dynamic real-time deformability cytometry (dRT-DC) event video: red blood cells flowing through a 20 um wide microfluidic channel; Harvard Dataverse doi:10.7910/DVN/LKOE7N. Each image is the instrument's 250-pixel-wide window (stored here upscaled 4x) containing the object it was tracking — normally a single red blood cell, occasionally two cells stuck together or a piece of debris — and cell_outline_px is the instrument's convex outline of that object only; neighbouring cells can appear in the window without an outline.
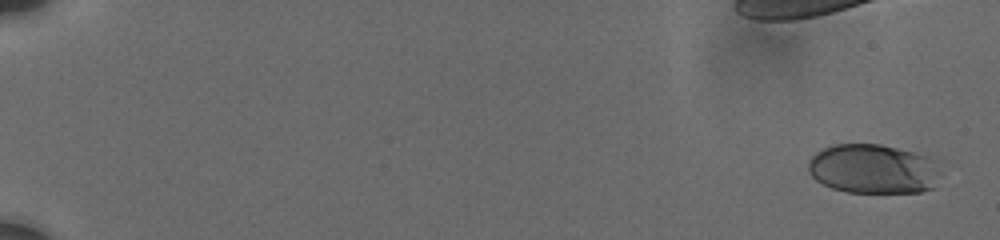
{"species": "human", "species_latin": "Homo sapiens", "temperature_condition": "cold", "stored_images_in_passage": 15, "camera_frame_rate_fps": 3000, "um_per_image_px": 0.085, "donor": {"sex": "male"}, "frame": {"image": 1, "passage_image": 1, "time_ms": 0.0, "image_size_px": [1000, 240], "cell_outline_px": [[932, 188], [920, 192], [848, 192], [832, 188], [816, 180], [808, 172], [808, 164], [812, 156], [816, 152], [824, 148], [836, 144], [880, 144], [912, 152], [924, 156]], "centroid_in_image_um": [73.95, 14.36], "position_along_channel_um": 11.1, "area_um2": 36.07}}
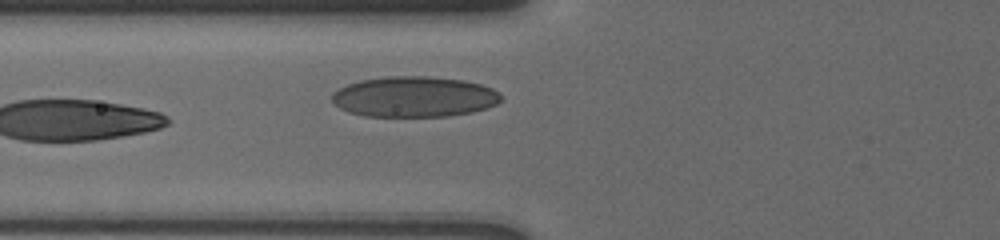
{"frame": {"image": 2, "passage_image": 15, "time_ms": 8.333, "image_size_px": [1000, 240], "cell_outline_px": [[500, 100], [496, 104], [472, 112], [448, 116], [364, 116], [348, 112], [340, 108], [332, 100], [332, 92], [348, 84], [360, 80], [384, 76], [428, 76], [464, 80], [480, 84], [492, 88], [500, 92]], "centroid_in_image_um": [35.19, 8.22], "position_along_channel_um": 90.6, "area_um2": 40.0}}